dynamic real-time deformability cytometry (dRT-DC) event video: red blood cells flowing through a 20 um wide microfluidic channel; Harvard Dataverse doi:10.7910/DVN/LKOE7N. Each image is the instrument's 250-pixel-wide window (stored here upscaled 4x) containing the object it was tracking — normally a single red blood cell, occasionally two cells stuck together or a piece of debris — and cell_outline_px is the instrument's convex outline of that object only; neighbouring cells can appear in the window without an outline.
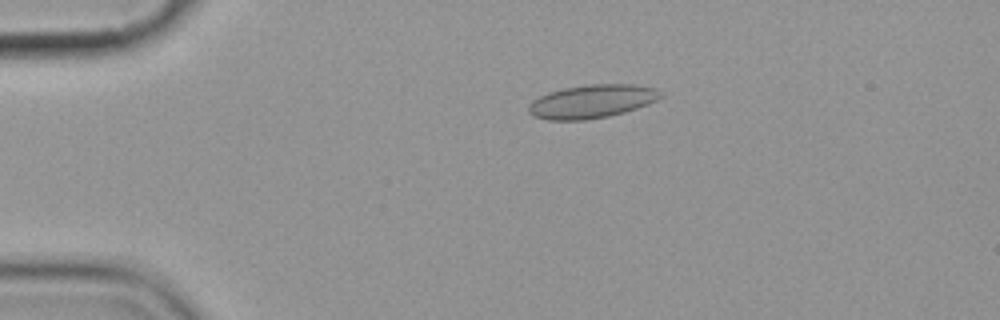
{"species": "common noctule bat (a hibernating species)", "species_latin": "Nyctalus noctula", "temperature_condition": "cold", "stored_images_in_passage": 3, "camera_frame_rate_fps": 3000, "um_per_image_px": 0.085, "animal": {"sex": "female", "body_mass_g": 19.9}, "frame": {"image": 1, "passage_image": 1, "time_ms": 0.0, "image_size_px": [1000, 320], "cell_outline_px": [[664, 96], [648, 104], [624, 112], [608, 116], [584, 120], [548, 120], [532, 116], [528, 112], [528, 104], [532, 100], [548, 92], [564, 88], [588, 84], [632, 84], [656, 88]], "centroid_in_image_um": [50.28, 8.62], "position_along_channel_um": 34.7, "area_um2": 25.78}}
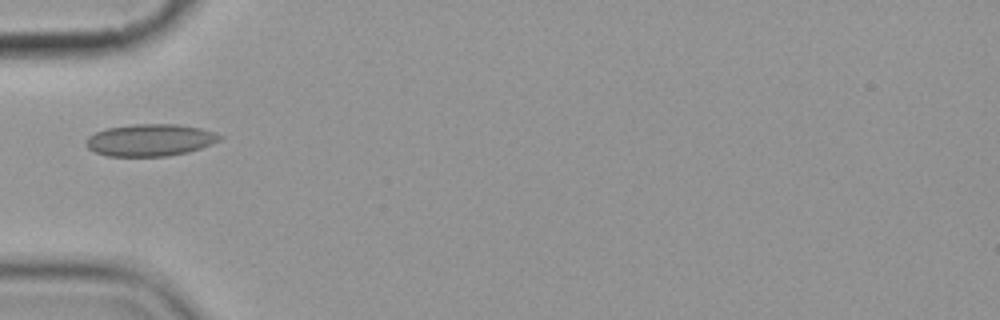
{"frame": {"image": 2, "passage_image": 3, "time_ms": 2.333, "image_size_px": [1000, 320], "cell_outline_px": [[224, 136], [220, 140], [200, 148], [188, 152], [168, 156], [108, 156], [96, 152], [88, 148], [84, 144], [84, 140], [88, 136], [96, 132], [108, 128], [136, 124], [176, 124], [200, 128]], "centroid_in_image_um": [12.74, 11.91], "position_along_channel_um": 72.3, "area_um2": 24.85}}